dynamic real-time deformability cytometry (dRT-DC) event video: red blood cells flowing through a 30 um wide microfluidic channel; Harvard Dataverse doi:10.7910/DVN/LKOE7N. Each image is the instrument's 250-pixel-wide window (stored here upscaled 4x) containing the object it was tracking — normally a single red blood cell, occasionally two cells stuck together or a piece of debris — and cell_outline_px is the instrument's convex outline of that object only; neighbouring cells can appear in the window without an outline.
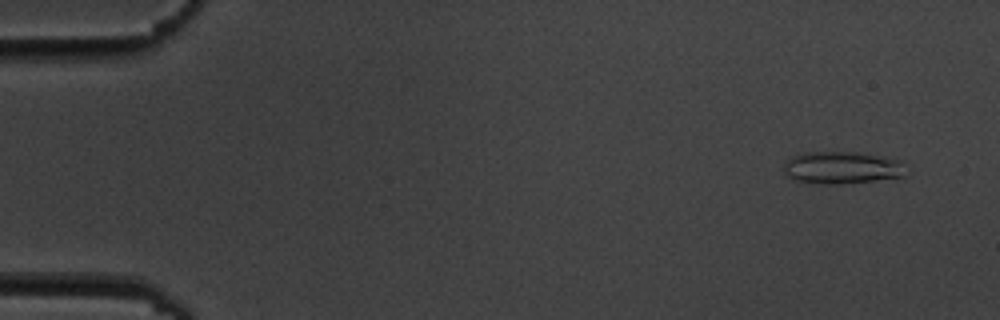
{"species": "common noctule bat (a hibernating species)", "species_latin": "Nyctalus noctula", "temperature_condition": "cold", "stored_images_in_passage": 4, "camera_frame_rate_fps": 3000, "um_per_image_px": 0.085, "animal": {"sex": "male", "body_mass_g": 19.5, "forearm_length_mm": 54.6}, "frame": {"image": 1, "passage_image": 1, "time_ms": 0.0, "image_size_px": [1000, 320], "cell_outline_px": [[908, 176], [840, 184], [820, 184], [796, 180], [784, 176], [784, 164], [788, 156], [804, 152], [860, 152], [884, 156], [900, 160]], "centroid_in_image_um": [71.53, 14.24], "position_along_channel_um": 13.5, "area_um2": 23.41}}